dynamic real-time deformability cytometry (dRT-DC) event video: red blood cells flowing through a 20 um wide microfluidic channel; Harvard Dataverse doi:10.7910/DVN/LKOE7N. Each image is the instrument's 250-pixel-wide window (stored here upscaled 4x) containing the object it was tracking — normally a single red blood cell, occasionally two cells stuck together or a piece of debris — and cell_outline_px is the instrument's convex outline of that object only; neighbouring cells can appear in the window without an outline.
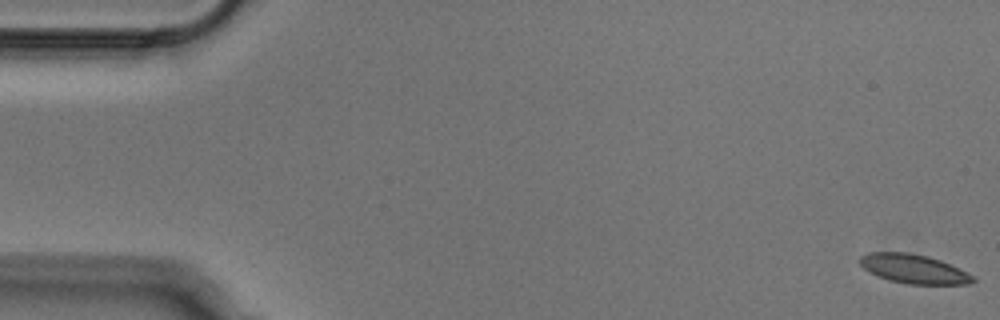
{"species": "Egyptian fruit bat (a non-hibernating species)", "species_latin": "Rousettus aegyptiacus", "temperature_condition": "cold", "stored_images_in_passage": 52, "camera_frame_rate_fps": 3000, "um_per_image_px": 0.085, "animal": {"sex": "male"}, "frame": {"image": 1, "passage_image": 1, "time_ms": 0.0, "image_size_px": [1000, 320], "cell_outline_px": [[976, 280], [968, 284], [908, 284], [888, 280], [876, 276], [864, 268], [860, 264], [860, 256], [868, 252], [908, 252], [928, 256], [940, 260], [960, 268], [976, 276]], "centroid_in_image_um": [77.69, 22.85], "position_along_channel_um": 7.3, "area_um2": 19.36}}
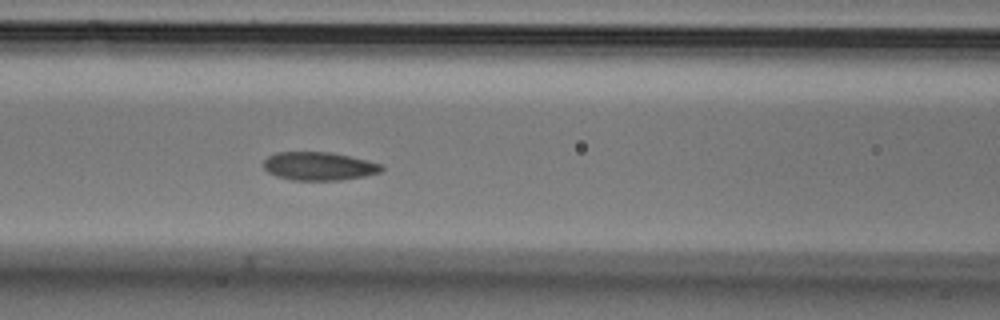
{"frame": {"image": 2, "passage_image": 22, "time_ms": 7.0, "image_size_px": [1000, 320], "cell_outline_px": [[384, 168], [380, 172], [364, 176], [340, 180], [292, 180], [276, 176], [268, 172], [264, 168], [264, 160], [268, 156], [276, 152], [332, 152], [368, 160], [384, 164]], "centroid_in_image_um": [27.13, 14.12], "position_along_channel_um": 139.5, "area_um2": 19.59}}
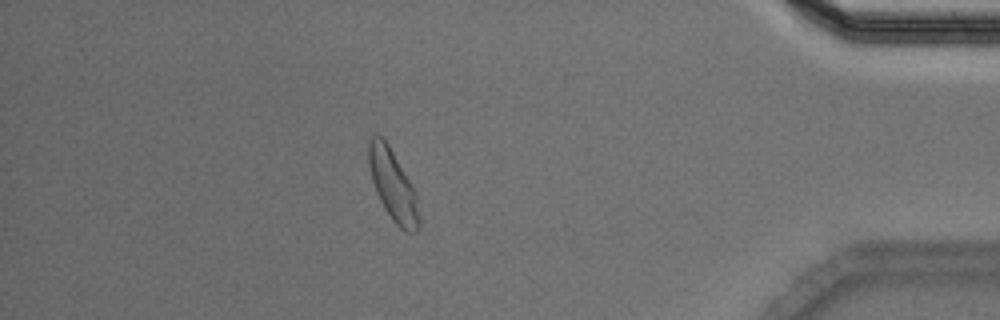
{"frame": {"image": 3, "passage_image": 46, "time_ms": 15.0, "image_size_px": [1000, 320], "cell_outline_px": [[420, 228], [416, 232], [404, 232], [392, 220], [384, 208], [376, 192], [372, 180], [368, 164], [368, 140], [376, 132], [384, 136], [412, 184], [416, 192], [420, 220]], "centroid_in_image_um": [33.4, 15.72], "position_along_channel_um": 401.8, "area_um2": 21.27}}